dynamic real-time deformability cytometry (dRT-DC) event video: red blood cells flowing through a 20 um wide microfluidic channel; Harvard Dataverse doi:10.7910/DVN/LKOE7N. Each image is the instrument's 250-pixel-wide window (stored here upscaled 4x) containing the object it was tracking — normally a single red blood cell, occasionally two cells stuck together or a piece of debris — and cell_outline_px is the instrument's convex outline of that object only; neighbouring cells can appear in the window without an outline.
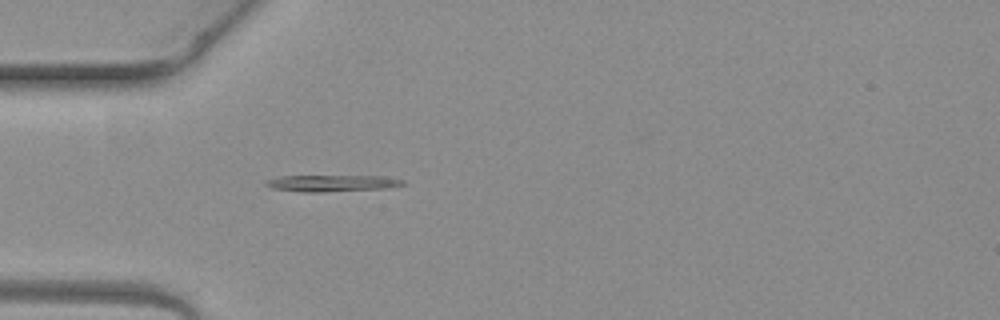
{"species": "common noctule bat (a hibernating species)", "species_latin": "Nyctalus noctula", "temperature_condition": "warm", "stored_images_in_passage": 2, "camera_frame_rate_fps": 3000, "um_per_image_px": 0.085, "animal": {"sex": "female", "body_mass_g": 19.3, "forearm_length_mm": 54.1}, "frame": {"image": 1, "passage_image": 2, "time_ms": 0.333, "image_size_px": [1000, 320], "cell_outline_px": [[408, 184], [384, 188], [320, 192], [304, 192], [272, 188], [264, 184], [264, 180], [280, 176], [380, 176], [404, 180]], "centroid_in_image_um": [28.19, 15.57], "position_along_channel_um": 56.8, "area_um2": 13.12}}